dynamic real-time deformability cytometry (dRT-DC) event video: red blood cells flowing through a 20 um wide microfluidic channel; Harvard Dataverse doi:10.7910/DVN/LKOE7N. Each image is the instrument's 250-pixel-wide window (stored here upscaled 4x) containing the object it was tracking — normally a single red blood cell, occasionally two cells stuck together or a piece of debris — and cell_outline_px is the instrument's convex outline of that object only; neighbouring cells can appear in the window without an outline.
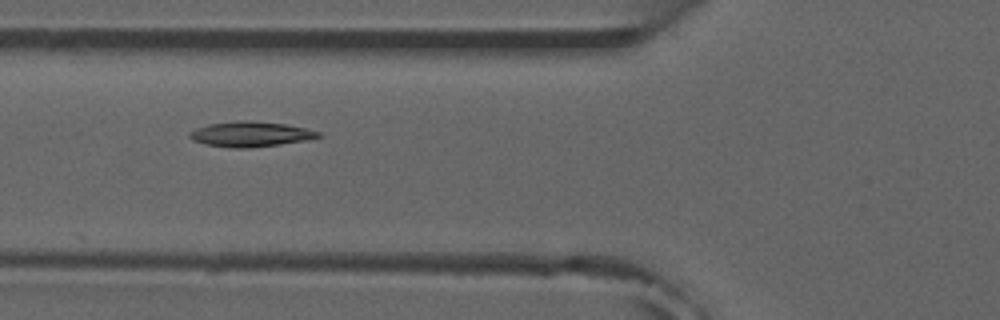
{"species": "common noctule bat (a hibernating species)", "species_latin": "Nyctalus noctula", "temperature_condition": "room temperature", "stored_images_in_passage": 5, "camera_frame_rate_fps": 3000, "um_per_image_px": 0.085, "animal": {"sex": "male", "forearm_length_mm": 52.5}, "frame": {"image": 1, "passage_image": 4, "time_ms": 3.333, "image_size_px": [1000, 320], "cell_outline_px": [[324, 136], [308, 140], [280, 144], [248, 148], [232, 148], [204, 144], [192, 140], [188, 136], [188, 132], [196, 128], [208, 124], [236, 120], [248, 120], [284, 124], [304, 128], [320, 132]], "centroid_in_image_um": [21.27, 11.4], "position_along_channel_um": 104.5, "area_um2": 19.02}}
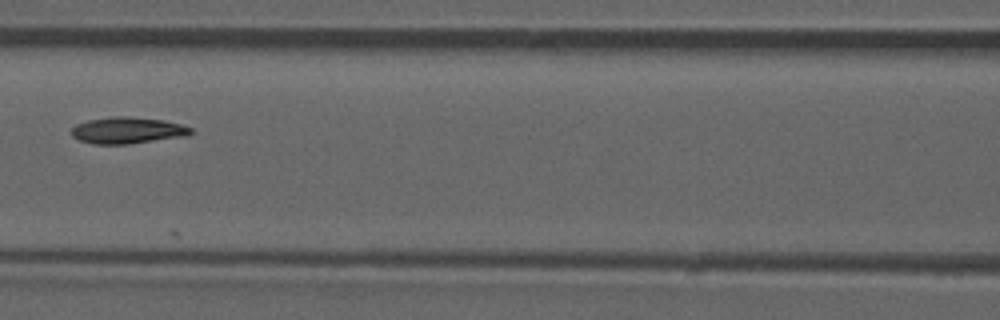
{"frame": {"image": 2, "passage_image": 5, "time_ms": 4.667, "image_size_px": [1000, 320], "cell_outline_px": [[196, 132], [188, 136], [128, 144], [96, 144], [80, 140], [72, 136], [72, 128], [76, 124], [88, 120], [112, 116], [128, 116], [164, 120], [180, 124], [192, 128]], "centroid_in_image_um": [10.89, 11.08], "position_along_channel_um": 155.7, "area_um2": 18.55}}